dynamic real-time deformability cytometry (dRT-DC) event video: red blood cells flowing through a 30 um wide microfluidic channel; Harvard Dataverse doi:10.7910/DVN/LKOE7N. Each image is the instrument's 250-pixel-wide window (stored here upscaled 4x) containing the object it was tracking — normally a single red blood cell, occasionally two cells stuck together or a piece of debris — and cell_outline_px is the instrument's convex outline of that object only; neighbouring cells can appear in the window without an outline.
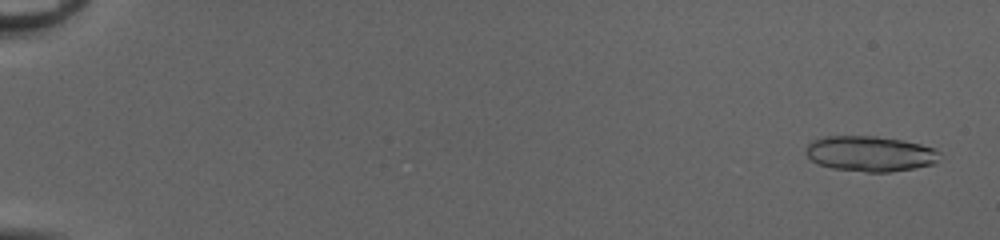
{"species": "common noctule bat (a hibernating species)", "species_latin": "Nyctalus noctula", "temperature_condition": "cold", "stored_images_in_passage": 53, "segment_of_instrument_passage": [1, 2], "camera_frame_rate_fps": 3000, "um_per_image_px": 0.085, "animal": {"sex": "female", "body_mass_g": 20.0, "forearm_length_mm": 54.0}, "frame": {"image": 1, "passage_image": 3, "time_ms": 0.667, "image_size_px": [1000, 240], "cell_outline_px": [[940, 152], [936, 164], [888, 172], [864, 172], [832, 168], [820, 164], [812, 160], [804, 152], [808, 144], [812, 140], [824, 136], [876, 136], [904, 140], [936, 148]], "centroid_in_image_um": [73.97, 13.05], "position_along_channel_um": 11.0, "area_um2": 27.74}}
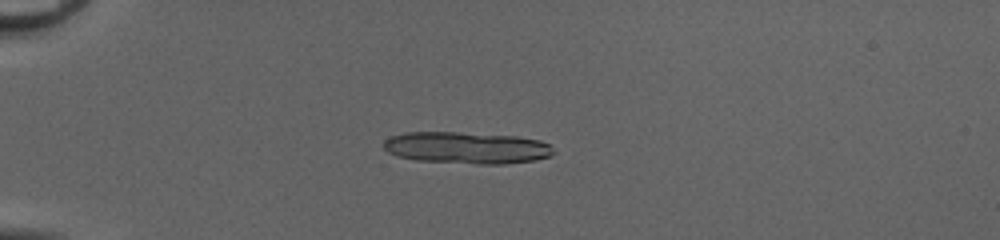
{"frame": {"image": 2, "passage_image": 16, "time_ms": 5.0, "image_size_px": [1000, 240], "cell_outline_px": [[556, 152], [552, 156], [536, 160], [504, 164], [476, 164], [416, 160], [396, 156], [388, 152], [384, 148], [384, 140], [388, 136], [404, 132], [456, 132], [516, 136], [540, 140], [548, 144]], "centroid_in_image_um": [39.66, 12.56], "position_along_channel_um": 45.3, "area_um2": 31.79}}